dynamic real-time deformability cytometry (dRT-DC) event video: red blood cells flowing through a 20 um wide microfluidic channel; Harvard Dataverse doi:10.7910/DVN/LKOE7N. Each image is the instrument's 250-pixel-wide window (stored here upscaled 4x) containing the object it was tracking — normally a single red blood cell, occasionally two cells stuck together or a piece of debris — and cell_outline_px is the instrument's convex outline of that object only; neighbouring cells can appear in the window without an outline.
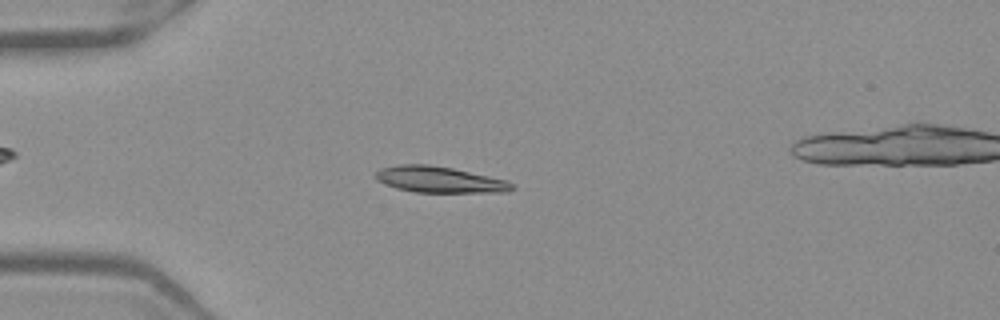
{"species": "Egyptian fruit bat (a non-hibernating species)", "species_latin": "Rousettus aegyptiacus", "temperature_condition": "warm", "stored_images_in_passage": 53, "camera_frame_rate_fps": 3000, "um_per_image_px": 0.085, "frame": {"image": 1, "passage_image": 14, "time_ms": 4.333, "image_size_px": [1000, 320], "cell_outline_px": [[516, 188], [508, 192], [412, 192], [396, 188], [376, 180], [372, 176], [380, 168], [400, 164], [428, 164], [452, 168], [508, 180]], "centroid_in_image_um": [37.33, 15.26], "position_along_channel_um": 47.7, "area_um2": 20.92}}
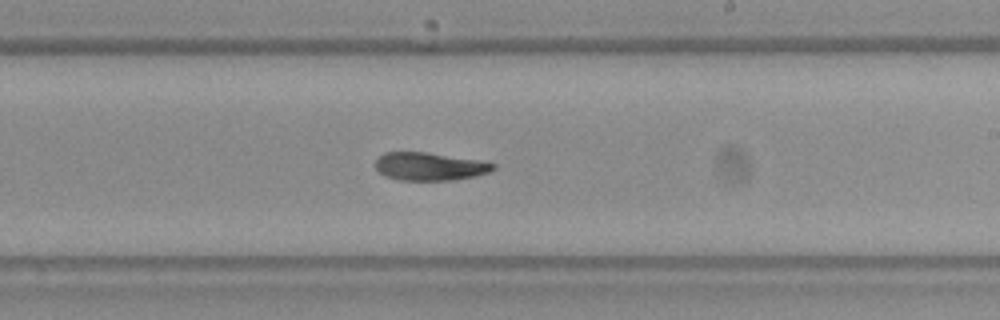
{"frame": {"image": 2, "passage_image": 31, "time_ms": 10.0, "image_size_px": [1000, 320], "cell_outline_px": [[496, 168], [492, 172], [476, 176], [452, 180], [400, 180], [384, 176], [376, 168], [376, 160], [384, 152], [428, 152], [480, 160], [496, 164]], "centroid_in_image_um": [36.57, 14.15], "position_along_channel_um": 252.4, "area_um2": 19.36}}
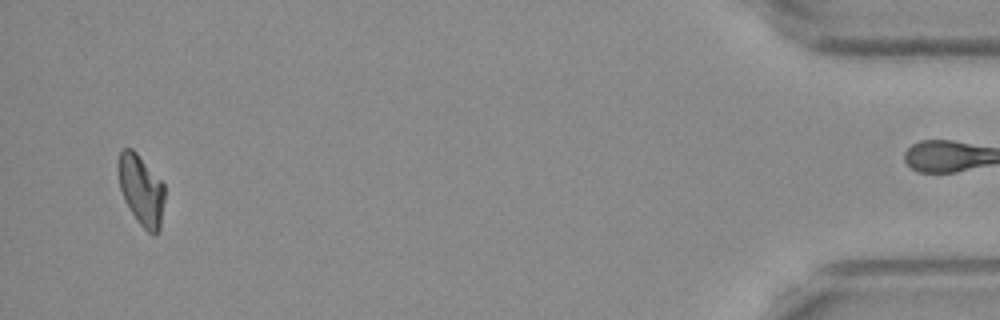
{"frame": {"image": 3, "passage_image": 50, "time_ms": 16.333, "image_size_px": [1000, 320], "cell_outline_px": [[164, 200], [160, 228], [152, 236], [136, 220], [124, 200], [120, 188], [116, 168], [116, 164], [120, 152], [124, 148], [132, 148], [136, 152], [164, 184]], "centroid_in_image_um": [11.97, 16.14], "position_along_channel_um": 423.2, "area_um2": 19.13}}